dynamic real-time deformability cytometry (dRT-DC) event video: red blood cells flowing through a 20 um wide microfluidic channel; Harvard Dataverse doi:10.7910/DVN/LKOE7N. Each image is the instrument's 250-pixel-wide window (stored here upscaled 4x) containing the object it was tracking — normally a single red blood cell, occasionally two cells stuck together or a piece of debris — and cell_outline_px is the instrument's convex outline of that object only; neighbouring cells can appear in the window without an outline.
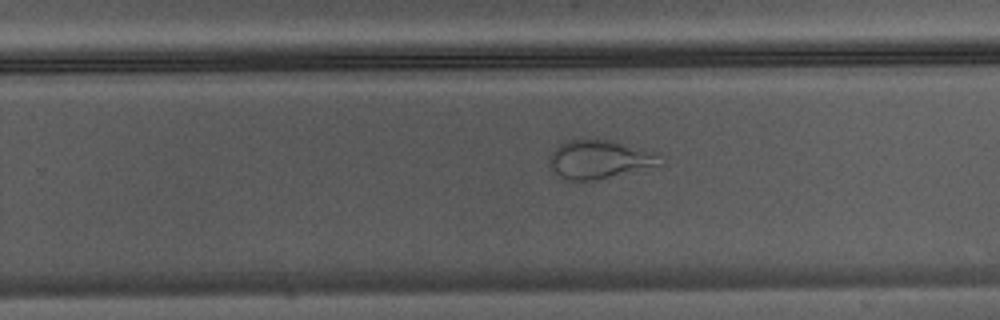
{"species": "Egyptian fruit bat (a non-hibernating species)", "species_latin": "Rousettus aegyptiacus", "temperature_condition": "warm", "stored_images_in_passage": 20, "camera_frame_rate_fps": 3000, "um_per_image_px": 0.085, "animal": {"sex": "male"}, "frame": {"image": 1, "passage_image": 15, "time_ms": 4.667, "image_size_px": [1000, 320], "cell_outline_px": [[664, 164], [596, 180], [568, 180], [552, 172], [548, 164], [548, 156], [560, 144], [568, 140], [616, 140], [660, 152]], "centroid_in_image_um": [51.01, 13.53], "position_along_channel_um": 278.8, "area_um2": 25.37}}